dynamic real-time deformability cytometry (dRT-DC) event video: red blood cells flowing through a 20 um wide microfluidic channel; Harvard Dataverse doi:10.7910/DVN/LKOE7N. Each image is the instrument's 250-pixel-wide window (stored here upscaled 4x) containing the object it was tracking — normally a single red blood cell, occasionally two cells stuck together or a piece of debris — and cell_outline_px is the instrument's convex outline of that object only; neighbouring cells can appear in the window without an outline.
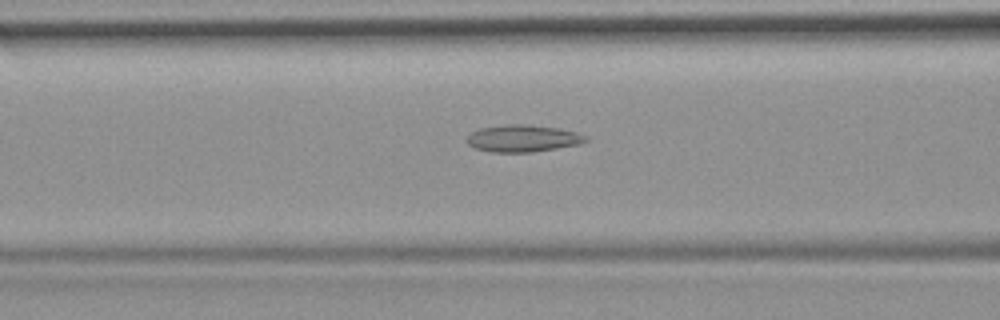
{"species": "common noctule bat (a hibernating species)", "species_latin": "Nyctalus noctula", "temperature_condition": "room temperature", "stored_images_in_passage": 49, "camera_frame_rate_fps": 3000, "um_per_image_px": 0.085, "animal": {"sex": "female", "body_mass_g": 19.9}, "frame": {"image": 1, "passage_image": 17, "time_ms": 5.333, "image_size_px": [1000, 320], "cell_outline_px": [[588, 140], [580, 144], [532, 152], [492, 152], [476, 148], [468, 144], [464, 140], [472, 132], [480, 128], [504, 124], [528, 124], [560, 128], [576, 132], [588, 136]], "centroid_in_image_um": [44.45, 11.75], "position_along_channel_um": 122.2, "area_um2": 18.84}}
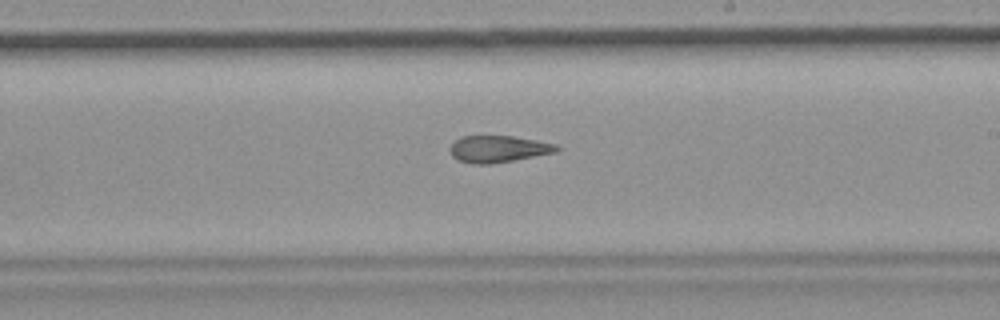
{"frame": {"image": 2, "passage_image": 27, "time_ms": 8.667, "image_size_px": [1000, 320], "cell_outline_px": [[560, 148], [556, 152], [512, 160], [488, 164], [472, 164], [456, 160], [452, 156], [448, 148], [460, 136], [512, 136], [536, 140], [556, 144]], "centroid_in_image_um": [42.3, 12.66], "position_along_channel_um": 246.7, "area_um2": 16.59}}
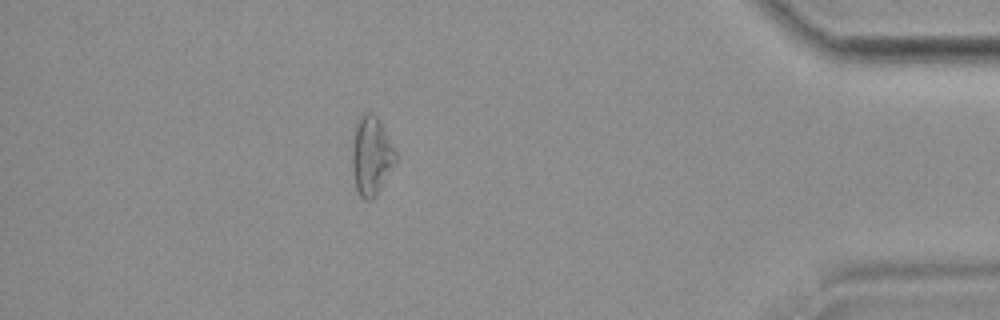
{"frame": {"image": 3, "passage_image": 43, "time_ms": 14.0, "image_size_px": [1000, 320], "cell_outline_px": [[396, 164], [376, 196], [372, 200], [364, 200], [360, 196], [356, 188], [352, 172], [352, 148], [356, 120], [364, 112], [372, 112], [380, 120], [396, 152]], "centroid_in_image_um": [31.56, 13.25], "position_along_channel_um": 403.6, "area_um2": 20.29}, "authors_computed_cell_mechanics": {"area_um2": 18.8428, "velocity_mm_per_s": 3.7465, "shape_relaxation_time_tau1_ms": null, "shape_relaxation_time_tau2_ms": 3.2216, "deformation_change_tau1": null, "deformation_change_tau2": 0.1301}}